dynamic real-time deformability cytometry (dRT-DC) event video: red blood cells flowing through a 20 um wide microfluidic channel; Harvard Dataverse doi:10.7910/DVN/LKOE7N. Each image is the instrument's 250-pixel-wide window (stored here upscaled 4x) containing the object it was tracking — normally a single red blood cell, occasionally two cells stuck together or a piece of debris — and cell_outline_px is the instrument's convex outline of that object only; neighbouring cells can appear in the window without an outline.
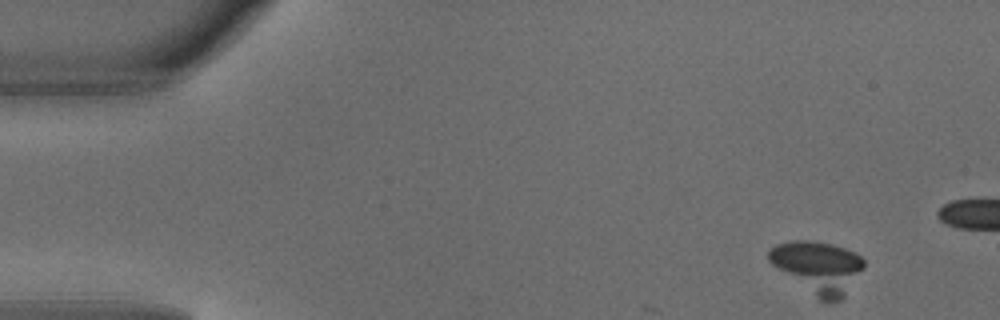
{"species": "common noctule bat (a hibernating species)", "species_latin": "Nyctalus noctula", "temperature_condition": "warm", "stored_images_in_passage": 5, "camera_frame_rate_fps": 3000, "um_per_image_px": 0.085, "animal": {"sex": "male", "body_mass_g": 18.8}, "frame": {"image": 1, "passage_image": 1, "time_ms": 0.0, "image_size_px": [1000, 320], "cell_outline_px": [[864, 268], [844, 296], [840, 300], [828, 304], [824, 304], [772, 264], [768, 260], [768, 248], [776, 244], [792, 240], [808, 240], [832, 244], [856, 252], [864, 260]], "centroid_in_image_um": [69.53, 22.71], "position_along_channel_um": 15.5, "area_um2": 28.9}}
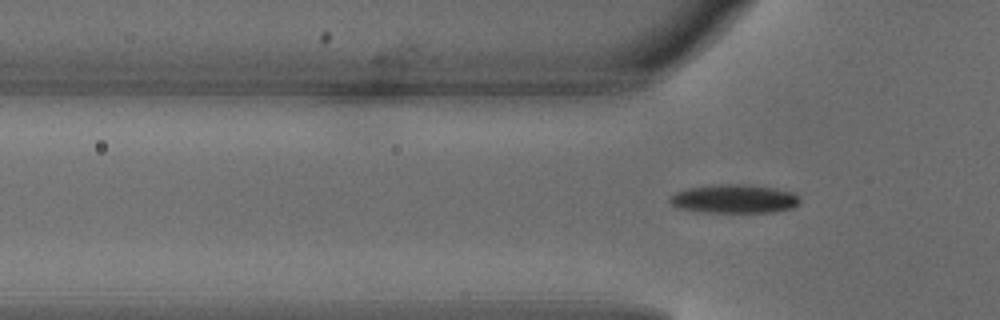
{"frame": {"image": 2, "passage_image": 5, "time_ms": 1.333, "image_size_px": [1000, 320], "cell_outline_px": [[800, 204], [792, 208], [772, 212], [700, 212], [676, 208], [668, 200], [676, 192], [688, 188], [712, 184], [748, 184], [776, 188], [792, 192], [800, 196]], "centroid_in_image_um": [62.43, 16.9], "position_along_channel_um": 63.4, "area_um2": 22.02}}